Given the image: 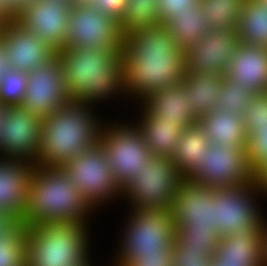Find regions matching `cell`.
<instances>
[{"label":"cell","mask_w":267,"mask_h":266,"mask_svg":"<svg viewBox=\"0 0 267 266\" xmlns=\"http://www.w3.org/2000/svg\"><path fill=\"white\" fill-rule=\"evenodd\" d=\"M211 266H249L244 260L211 258Z\"/></svg>","instance_id":"obj_43"},{"label":"cell","mask_w":267,"mask_h":266,"mask_svg":"<svg viewBox=\"0 0 267 266\" xmlns=\"http://www.w3.org/2000/svg\"><path fill=\"white\" fill-rule=\"evenodd\" d=\"M27 227L21 222L0 239V266H26Z\"/></svg>","instance_id":"obj_31"},{"label":"cell","mask_w":267,"mask_h":266,"mask_svg":"<svg viewBox=\"0 0 267 266\" xmlns=\"http://www.w3.org/2000/svg\"><path fill=\"white\" fill-rule=\"evenodd\" d=\"M97 110L96 106L71 100L43 118L36 165L61 168L98 144L105 119Z\"/></svg>","instance_id":"obj_3"},{"label":"cell","mask_w":267,"mask_h":266,"mask_svg":"<svg viewBox=\"0 0 267 266\" xmlns=\"http://www.w3.org/2000/svg\"><path fill=\"white\" fill-rule=\"evenodd\" d=\"M125 211L126 218L109 266H121L127 259L137 256H161L164 251H172L175 227L171 209L139 207Z\"/></svg>","instance_id":"obj_6"},{"label":"cell","mask_w":267,"mask_h":266,"mask_svg":"<svg viewBox=\"0 0 267 266\" xmlns=\"http://www.w3.org/2000/svg\"><path fill=\"white\" fill-rule=\"evenodd\" d=\"M240 43L236 28H208L202 38L183 50L186 73H221L225 76Z\"/></svg>","instance_id":"obj_14"},{"label":"cell","mask_w":267,"mask_h":266,"mask_svg":"<svg viewBox=\"0 0 267 266\" xmlns=\"http://www.w3.org/2000/svg\"><path fill=\"white\" fill-rule=\"evenodd\" d=\"M36 0H7L10 5L11 10L18 15L23 9H25L28 5H31Z\"/></svg>","instance_id":"obj_44"},{"label":"cell","mask_w":267,"mask_h":266,"mask_svg":"<svg viewBox=\"0 0 267 266\" xmlns=\"http://www.w3.org/2000/svg\"><path fill=\"white\" fill-rule=\"evenodd\" d=\"M174 244L180 250L206 252L212 258L219 240L214 235L187 233L183 228H175Z\"/></svg>","instance_id":"obj_35"},{"label":"cell","mask_w":267,"mask_h":266,"mask_svg":"<svg viewBox=\"0 0 267 266\" xmlns=\"http://www.w3.org/2000/svg\"><path fill=\"white\" fill-rule=\"evenodd\" d=\"M244 0H198L208 28H237Z\"/></svg>","instance_id":"obj_29"},{"label":"cell","mask_w":267,"mask_h":266,"mask_svg":"<svg viewBox=\"0 0 267 266\" xmlns=\"http://www.w3.org/2000/svg\"><path fill=\"white\" fill-rule=\"evenodd\" d=\"M186 95V85L167 87L152 93L141 104L158 120L174 121L183 130L198 122Z\"/></svg>","instance_id":"obj_21"},{"label":"cell","mask_w":267,"mask_h":266,"mask_svg":"<svg viewBox=\"0 0 267 266\" xmlns=\"http://www.w3.org/2000/svg\"><path fill=\"white\" fill-rule=\"evenodd\" d=\"M245 131L248 163L257 175L267 165V122L251 123Z\"/></svg>","instance_id":"obj_33"},{"label":"cell","mask_w":267,"mask_h":266,"mask_svg":"<svg viewBox=\"0 0 267 266\" xmlns=\"http://www.w3.org/2000/svg\"><path fill=\"white\" fill-rule=\"evenodd\" d=\"M6 107L7 106H4V105L0 104V132H1V129H2V126H3V122H4V113L6 111Z\"/></svg>","instance_id":"obj_49"},{"label":"cell","mask_w":267,"mask_h":266,"mask_svg":"<svg viewBox=\"0 0 267 266\" xmlns=\"http://www.w3.org/2000/svg\"><path fill=\"white\" fill-rule=\"evenodd\" d=\"M27 72L9 69L0 83V104L19 106L25 96Z\"/></svg>","instance_id":"obj_34"},{"label":"cell","mask_w":267,"mask_h":266,"mask_svg":"<svg viewBox=\"0 0 267 266\" xmlns=\"http://www.w3.org/2000/svg\"><path fill=\"white\" fill-rule=\"evenodd\" d=\"M198 3V0H158L159 19L165 24L177 11H188V7Z\"/></svg>","instance_id":"obj_38"},{"label":"cell","mask_w":267,"mask_h":266,"mask_svg":"<svg viewBox=\"0 0 267 266\" xmlns=\"http://www.w3.org/2000/svg\"><path fill=\"white\" fill-rule=\"evenodd\" d=\"M49 1H53V0H49ZM58 3L64 5V6H68L70 9L72 8V2L73 0H56Z\"/></svg>","instance_id":"obj_51"},{"label":"cell","mask_w":267,"mask_h":266,"mask_svg":"<svg viewBox=\"0 0 267 266\" xmlns=\"http://www.w3.org/2000/svg\"><path fill=\"white\" fill-rule=\"evenodd\" d=\"M71 100L57 56L27 72L25 96L20 106L28 112L43 119Z\"/></svg>","instance_id":"obj_15"},{"label":"cell","mask_w":267,"mask_h":266,"mask_svg":"<svg viewBox=\"0 0 267 266\" xmlns=\"http://www.w3.org/2000/svg\"><path fill=\"white\" fill-rule=\"evenodd\" d=\"M121 52L123 88L129 103L135 101L132 107L156 91L178 85L186 74L185 54L166 24L124 33Z\"/></svg>","instance_id":"obj_1"},{"label":"cell","mask_w":267,"mask_h":266,"mask_svg":"<svg viewBox=\"0 0 267 266\" xmlns=\"http://www.w3.org/2000/svg\"><path fill=\"white\" fill-rule=\"evenodd\" d=\"M265 199L256 179L241 186L216 187L212 200L213 228L221 237L233 232L257 231L264 221L265 209L261 203Z\"/></svg>","instance_id":"obj_7"},{"label":"cell","mask_w":267,"mask_h":266,"mask_svg":"<svg viewBox=\"0 0 267 266\" xmlns=\"http://www.w3.org/2000/svg\"><path fill=\"white\" fill-rule=\"evenodd\" d=\"M9 65L7 63V57L0 43V83L3 81L4 75L9 70Z\"/></svg>","instance_id":"obj_47"},{"label":"cell","mask_w":267,"mask_h":266,"mask_svg":"<svg viewBox=\"0 0 267 266\" xmlns=\"http://www.w3.org/2000/svg\"><path fill=\"white\" fill-rule=\"evenodd\" d=\"M66 91L73 101L98 107L125 100L122 52L110 47L63 48L56 52ZM120 97V98H119ZM124 98V99H122Z\"/></svg>","instance_id":"obj_2"},{"label":"cell","mask_w":267,"mask_h":266,"mask_svg":"<svg viewBox=\"0 0 267 266\" xmlns=\"http://www.w3.org/2000/svg\"><path fill=\"white\" fill-rule=\"evenodd\" d=\"M236 29L241 43L267 48V5L244 0Z\"/></svg>","instance_id":"obj_28"},{"label":"cell","mask_w":267,"mask_h":266,"mask_svg":"<svg viewBox=\"0 0 267 266\" xmlns=\"http://www.w3.org/2000/svg\"><path fill=\"white\" fill-rule=\"evenodd\" d=\"M216 187L182 180L171 207V216L175 228H183L187 233L214 235L222 237L213 228V197Z\"/></svg>","instance_id":"obj_12"},{"label":"cell","mask_w":267,"mask_h":266,"mask_svg":"<svg viewBox=\"0 0 267 266\" xmlns=\"http://www.w3.org/2000/svg\"><path fill=\"white\" fill-rule=\"evenodd\" d=\"M256 180L267 198V165L256 175Z\"/></svg>","instance_id":"obj_46"},{"label":"cell","mask_w":267,"mask_h":266,"mask_svg":"<svg viewBox=\"0 0 267 266\" xmlns=\"http://www.w3.org/2000/svg\"><path fill=\"white\" fill-rule=\"evenodd\" d=\"M70 10L56 0H36L17 15L16 21L58 52L66 45Z\"/></svg>","instance_id":"obj_18"},{"label":"cell","mask_w":267,"mask_h":266,"mask_svg":"<svg viewBox=\"0 0 267 266\" xmlns=\"http://www.w3.org/2000/svg\"><path fill=\"white\" fill-rule=\"evenodd\" d=\"M181 182V173L171 158L152 155L141 172L122 188L123 204L128 208L171 209Z\"/></svg>","instance_id":"obj_10"},{"label":"cell","mask_w":267,"mask_h":266,"mask_svg":"<svg viewBox=\"0 0 267 266\" xmlns=\"http://www.w3.org/2000/svg\"><path fill=\"white\" fill-rule=\"evenodd\" d=\"M136 106L139 113L135 117L137 120L134 118V121L139 126L149 151L152 155L170 158L173 150L179 144L183 129L174 121L158 120L141 103Z\"/></svg>","instance_id":"obj_22"},{"label":"cell","mask_w":267,"mask_h":266,"mask_svg":"<svg viewBox=\"0 0 267 266\" xmlns=\"http://www.w3.org/2000/svg\"><path fill=\"white\" fill-rule=\"evenodd\" d=\"M205 132L198 123L185 128L171 159L181 173L182 180H190L200 169L204 152L210 147Z\"/></svg>","instance_id":"obj_24"},{"label":"cell","mask_w":267,"mask_h":266,"mask_svg":"<svg viewBox=\"0 0 267 266\" xmlns=\"http://www.w3.org/2000/svg\"><path fill=\"white\" fill-rule=\"evenodd\" d=\"M205 132L210 143L247 150V136L243 116L218 107L211 113L198 118L197 122Z\"/></svg>","instance_id":"obj_23"},{"label":"cell","mask_w":267,"mask_h":266,"mask_svg":"<svg viewBox=\"0 0 267 266\" xmlns=\"http://www.w3.org/2000/svg\"><path fill=\"white\" fill-rule=\"evenodd\" d=\"M0 43L10 69L29 72L56 56V51L16 20L0 23Z\"/></svg>","instance_id":"obj_17"},{"label":"cell","mask_w":267,"mask_h":266,"mask_svg":"<svg viewBox=\"0 0 267 266\" xmlns=\"http://www.w3.org/2000/svg\"><path fill=\"white\" fill-rule=\"evenodd\" d=\"M221 73H186L182 82L186 85V95L197 118L213 112L221 91Z\"/></svg>","instance_id":"obj_26"},{"label":"cell","mask_w":267,"mask_h":266,"mask_svg":"<svg viewBox=\"0 0 267 266\" xmlns=\"http://www.w3.org/2000/svg\"><path fill=\"white\" fill-rule=\"evenodd\" d=\"M255 94L251 88L243 87L225 75L221 81V91L217 107L221 110H229L233 114L243 116L247 111L250 100Z\"/></svg>","instance_id":"obj_32"},{"label":"cell","mask_w":267,"mask_h":266,"mask_svg":"<svg viewBox=\"0 0 267 266\" xmlns=\"http://www.w3.org/2000/svg\"><path fill=\"white\" fill-rule=\"evenodd\" d=\"M259 1L262 5H267V0H257Z\"/></svg>","instance_id":"obj_52"},{"label":"cell","mask_w":267,"mask_h":266,"mask_svg":"<svg viewBox=\"0 0 267 266\" xmlns=\"http://www.w3.org/2000/svg\"><path fill=\"white\" fill-rule=\"evenodd\" d=\"M121 266H172V251H164L161 256H137Z\"/></svg>","instance_id":"obj_40"},{"label":"cell","mask_w":267,"mask_h":266,"mask_svg":"<svg viewBox=\"0 0 267 266\" xmlns=\"http://www.w3.org/2000/svg\"><path fill=\"white\" fill-rule=\"evenodd\" d=\"M159 14L158 0H127L120 28L123 33H127L135 29L158 26L161 24Z\"/></svg>","instance_id":"obj_30"},{"label":"cell","mask_w":267,"mask_h":266,"mask_svg":"<svg viewBox=\"0 0 267 266\" xmlns=\"http://www.w3.org/2000/svg\"><path fill=\"white\" fill-rule=\"evenodd\" d=\"M105 119L99 143L106 153L114 180L123 188L146 166L152 153L144 141L139 126L132 118L130 119L132 122L127 119L122 121L120 117L114 121L109 119V122L106 117Z\"/></svg>","instance_id":"obj_9"},{"label":"cell","mask_w":267,"mask_h":266,"mask_svg":"<svg viewBox=\"0 0 267 266\" xmlns=\"http://www.w3.org/2000/svg\"><path fill=\"white\" fill-rule=\"evenodd\" d=\"M211 257L206 252L180 250L172 246V266H211Z\"/></svg>","instance_id":"obj_37"},{"label":"cell","mask_w":267,"mask_h":266,"mask_svg":"<svg viewBox=\"0 0 267 266\" xmlns=\"http://www.w3.org/2000/svg\"><path fill=\"white\" fill-rule=\"evenodd\" d=\"M127 0H96L91 7L121 22L125 16Z\"/></svg>","instance_id":"obj_39"},{"label":"cell","mask_w":267,"mask_h":266,"mask_svg":"<svg viewBox=\"0 0 267 266\" xmlns=\"http://www.w3.org/2000/svg\"><path fill=\"white\" fill-rule=\"evenodd\" d=\"M61 168L97 213L102 211L101 207L117 203V200L123 203L122 188L114 180L100 143L76 155Z\"/></svg>","instance_id":"obj_8"},{"label":"cell","mask_w":267,"mask_h":266,"mask_svg":"<svg viewBox=\"0 0 267 266\" xmlns=\"http://www.w3.org/2000/svg\"><path fill=\"white\" fill-rule=\"evenodd\" d=\"M255 179L245 149L211 143L204 152L199 171L190 181L210 187H224L250 184Z\"/></svg>","instance_id":"obj_11"},{"label":"cell","mask_w":267,"mask_h":266,"mask_svg":"<svg viewBox=\"0 0 267 266\" xmlns=\"http://www.w3.org/2000/svg\"><path fill=\"white\" fill-rule=\"evenodd\" d=\"M226 76L256 94L267 92V48L240 43Z\"/></svg>","instance_id":"obj_20"},{"label":"cell","mask_w":267,"mask_h":266,"mask_svg":"<svg viewBox=\"0 0 267 266\" xmlns=\"http://www.w3.org/2000/svg\"><path fill=\"white\" fill-rule=\"evenodd\" d=\"M64 48L110 47L122 51L124 33L120 22L91 6L72 7Z\"/></svg>","instance_id":"obj_13"},{"label":"cell","mask_w":267,"mask_h":266,"mask_svg":"<svg viewBox=\"0 0 267 266\" xmlns=\"http://www.w3.org/2000/svg\"><path fill=\"white\" fill-rule=\"evenodd\" d=\"M95 212L62 168L34 165L21 217L25 227L61 222L93 223Z\"/></svg>","instance_id":"obj_4"},{"label":"cell","mask_w":267,"mask_h":266,"mask_svg":"<svg viewBox=\"0 0 267 266\" xmlns=\"http://www.w3.org/2000/svg\"><path fill=\"white\" fill-rule=\"evenodd\" d=\"M165 24L175 43L183 50L202 38L208 29L206 15L199 3L188 7V11H177Z\"/></svg>","instance_id":"obj_27"},{"label":"cell","mask_w":267,"mask_h":266,"mask_svg":"<svg viewBox=\"0 0 267 266\" xmlns=\"http://www.w3.org/2000/svg\"><path fill=\"white\" fill-rule=\"evenodd\" d=\"M212 258L244 260L249 266H263L262 228L222 237Z\"/></svg>","instance_id":"obj_25"},{"label":"cell","mask_w":267,"mask_h":266,"mask_svg":"<svg viewBox=\"0 0 267 266\" xmlns=\"http://www.w3.org/2000/svg\"><path fill=\"white\" fill-rule=\"evenodd\" d=\"M16 17L7 0H0V22L16 20Z\"/></svg>","instance_id":"obj_42"},{"label":"cell","mask_w":267,"mask_h":266,"mask_svg":"<svg viewBox=\"0 0 267 266\" xmlns=\"http://www.w3.org/2000/svg\"><path fill=\"white\" fill-rule=\"evenodd\" d=\"M91 260H92V258H90L87 262H78L77 264L71 265V266H96L97 264H95L94 260H93V262Z\"/></svg>","instance_id":"obj_50"},{"label":"cell","mask_w":267,"mask_h":266,"mask_svg":"<svg viewBox=\"0 0 267 266\" xmlns=\"http://www.w3.org/2000/svg\"><path fill=\"white\" fill-rule=\"evenodd\" d=\"M19 223L20 220L13 214L0 211V239L10 233Z\"/></svg>","instance_id":"obj_41"},{"label":"cell","mask_w":267,"mask_h":266,"mask_svg":"<svg viewBox=\"0 0 267 266\" xmlns=\"http://www.w3.org/2000/svg\"><path fill=\"white\" fill-rule=\"evenodd\" d=\"M243 121L245 129L251 123L267 122V92L257 93L252 97L243 115Z\"/></svg>","instance_id":"obj_36"},{"label":"cell","mask_w":267,"mask_h":266,"mask_svg":"<svg viewBox=\"0 0 267 266\" xmlns=\"http://www.w3.org/2000/svg\"><path fill=\"white\" fill-rule=\"evenodd\" d=\"M42 120L20 105L6 107L0 132V156L36 165Z\"/></svg>","instance_id":"obj_16"},{"label":"cell","mask_w":267,"mask_h":266,"mask_svg":"<svg viewBox=\"0 0 267 266\" xmlns=\"http://www.w3.org/2000/svg\"><path fill=\"white\" fill-rule=\"evenodd\" d=\"M91 227V223L83 222L27 227L26 266H71L87 262L94 248Z\"/></svg>","instance_id":"obj_5"},{"label":"cell","mask_w":267,"mask_h":266,"mask_svg":"<svg viewBox=\"0 0 267 266\" xmlns=\"http://www.w3.org/2000/svg\"><path fill=\"white\" fill-rule=\"evenodd\" d=\"M96 0H73L72 7L91 6Z\"/></svg>","instance_id":"obj_48"},{"label":"cell","mask_w":267,"mask_h":266,"mask_svg":"<svg viewBox=\"0 0 267 266\" xmlns=\"http://www.w3.org/2000/svg\"><path fill=\"white\" fill-rule=\"evenodd\" d=\"M33 168L28 161L0 156V211L13 214L20 222Z\"/></svg>","instance_id":"obj_19"},{"label":"cell","mask_w":267,"mask_h":266,"mask_svg":"<svg viewBox=\"0 0 267 266\" xmlns=\"http://www.w3.org/2000/svg\"><path fill=\"white\" fill-rule=\"evenodd\" d=\"M267 213L265 212L264 221L262 223V253L263 266H267Z\"/></svg>","instance_id":"obj_45"}]
</instances>
